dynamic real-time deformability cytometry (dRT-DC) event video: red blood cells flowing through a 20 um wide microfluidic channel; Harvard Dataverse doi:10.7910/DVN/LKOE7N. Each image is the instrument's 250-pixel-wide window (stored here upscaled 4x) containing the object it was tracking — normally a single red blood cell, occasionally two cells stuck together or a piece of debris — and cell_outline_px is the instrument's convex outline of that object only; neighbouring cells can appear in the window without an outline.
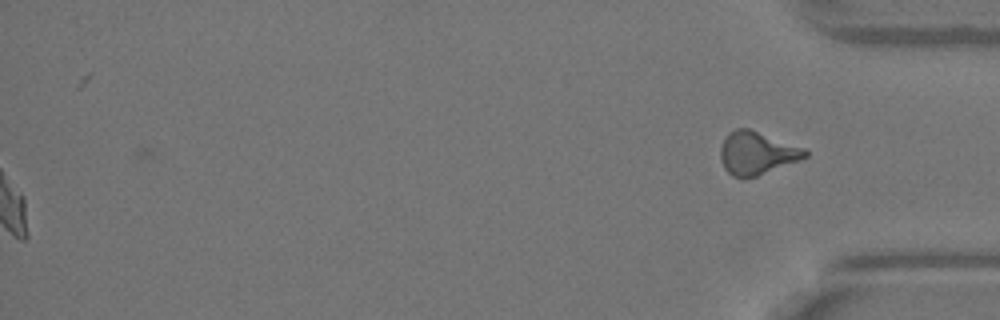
{"species": "Egyptian fruit bat (a non-hibernating species)", "species_latin": "Rousettus aegyptiacus", "temperature_condition": "warm", "stored_images_in_passage": 50, "segment_of_instrument_passage": [2, 2], "camera_frame_rate_fps": 3000, "um_per_image_px": 0.085, "animal": {"sex": "female"}, "frame": {"image": 1, "passage_image": 50, "time_ms": 16.333, "image_size_px": [1000, 320], "cell_outline_px": [[808, 156], [800, 160], [756, 176], [744, 180], [740, 180], [732, 176], [724, 168], [720, 156], [720, 148], [724, 136], [728, 132], [736, 128], [748, 128], [804, 148], [808, 152]], "centroid_in_image_um": [64.29, 13.03], "position_along_channel_um": 370.9, "area_um2": 21.33}}